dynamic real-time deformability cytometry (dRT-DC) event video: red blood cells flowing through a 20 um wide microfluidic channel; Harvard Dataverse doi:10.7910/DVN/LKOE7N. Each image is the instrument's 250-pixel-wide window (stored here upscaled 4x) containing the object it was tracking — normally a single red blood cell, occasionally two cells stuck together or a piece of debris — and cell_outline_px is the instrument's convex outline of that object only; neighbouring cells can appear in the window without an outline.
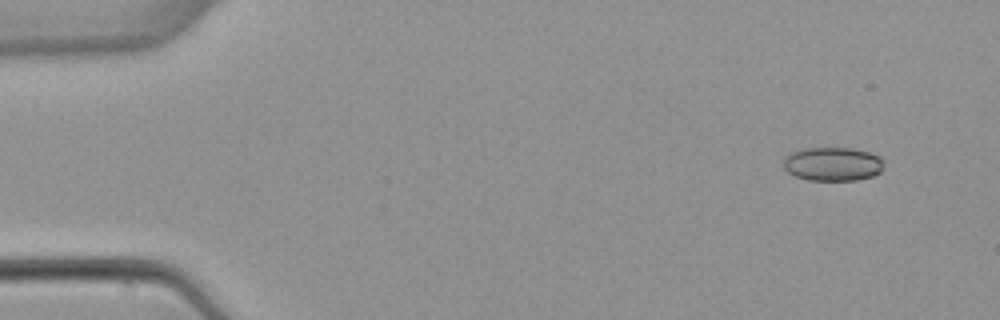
{"species": "common noctule bat (a hibernating species)", "species_latin": "Nyctalus noctula", "temperature_condition": "warm", "stored_images_in_passage": 4, "camera_frame_rate_fps": 3000, "um_per_image_px": 0.085, "animal": {"sex": "female", "body_mass_g": 22.7, "forearm_length_mm": 54.2}, "frame": {"image": 1, "passage_image": 1, "time_ms": 0.0, "image_size_px": [1000, 320], "cell_outline_px": [[884, 168], [880, 172], [872, 176], [856, 180], [808, 180], [796, 176], [788, 172], [784, 168], [784, 156], [792, 152], [804, 148], [852, 148], [872, 152], [880, 156], [884, 160]], "centroid_in_image_um": [70.82, 13.93], "position_along_channel_um": 14.2, "area_um2": 20.0}}
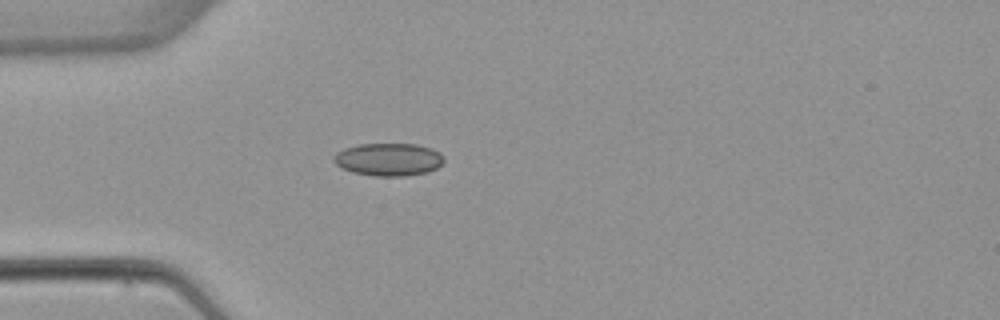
{"frame": {"image": 2, "passage_image": 4, "time_ms": 3.667, "image_size_px": [1000, 320], "cell_outline_px": [[444, 164], [428, 172], [404, 176], [376, 176], [352, 172], [340, 168], [332, 160], [332, 156], [336, 152], [344, 148], [360, 144], [416, 144], [432, 148], [440, 152], [444, 156]], "centroid_in_image_um": [33.03, 13.55], "position_along_channel_um": 52.0, "area_um2": 21.33}}